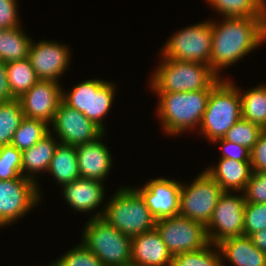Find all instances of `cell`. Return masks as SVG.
<instances>
[{
    "label": "cell",
    "mask_w": 266,
    "mask_h": 266,
    "mask_svg": "<svg viewBox=\"0 0 266 266\" xmlns=\"http://www.w3.org/2000/svg\"><path fill=\"white\" fill-rule=\"evenodd\" d=\"M234 82L222 79L210 93L198 131L213 142L223 138L242 118L240 91Z\"/></svg>",
    "instance_id": "5b68a950"
},
{
    "label": "cell",
    "mask_w": 266,
    "mask_h": 266,
    "mask_svg": "<svg viewBox=\"0 0 266 266\" xmlns=\"http://www.w3.org/2000/svg\"><path fill=\"white\" fill-rule=\"evenodd\" d=\"M23 118L24 113L18 99L0 103V148L11 143Z\"/></svg>",
    "instance_id": "f1b7e54d"
},
{
    "label": "cell",
    "mask_w": 266,
    "mask_h": 266,
    "mask_svg": "<svg viewBox=\"0 0 266 266\" xmlns=\"http://www.w3.org/2000/svg\"><path fill=\"white\" fill-rule=\"evenodd\" d=\"M16 3V0H0V29L21 26Z\"/></svg>",
    "instance_id": "8d00e7d4"
},
{
    "label": "cell",
    "mask_w": 266,
    "mask_h": 266,
    "mask_svg": "<svg viewBox=\"0 0 266 266\" xmlns=\"http://www.w3.org/2000/svg\"><path fill=\"white\" fill-rule=\"evenodd\" d=\"M250 163L253 172L266 171V130L259 135L250 152Z\"/></svg>",
    "instance_id": "74e56055"
},
{
    "label": "cell",
    "mask_w": 266,
    "mask_h": 266,
    "mask_svg": "<svg viewBox=\"0 0 266 266\" xmlns=\"http://www.w3.org/2000/svg\"><path fill=\"white\" fill-rule=\"evenodd\" d=\"M212 38L210 20L187 26L167 40L162 57L210 65Z\"/></svg>",
    "instance_id": "ba28073f"
},
{
    "label": "cell",
    "mask_w": 266,
    "mask_h": 266,
    "mask_svg": "<svg viewBox=\"0 0 266 266\" xmlns=\"http://www.w3.org/2000/svg\"><path fill=\"white\" fill-rule=\"evenodd\" d=\"M223 191L243 192L253 171L250 162L220 158L214 167L205 169Z\"/></svg>",
    "instance_id": "ffe728a7"
},
{
    "label": "cell",
    "mask_w": 266,
    "mask_h": 266,
    "mask_svg": "<svg viewBox=\"0 0 266 266\" xmlns=\"http://www.w3.org/2000/svg\"><path fill=\"white\" fill-rule=\"evenodd\" d=\"M242 118L266 130V85L241 93Z\"/></svg>",
    "instance_id": "d4e9b609"
},
{
    "label": "cell",
    "mask_w": 266,
    "mask_h": 266,
    "mask_svg": "<svg viewBox=\"0 0 266 266\" xmlns=\"http://www.w3.org/2000/svg\"><path fill=\"white\" fill-rule=\"evenodd\" d=\"M263 129L243 118L239 119L223 137L225 140L252 149Z\"/></svg>",
    "instance_id": "4dcf8cb0"
},
{
    "label": "cell",
    "mask_w": 266,
    "mask_h": 266,
    "mask_svg": "<svg viewBox=\"0 0 266 266\" xmlns=\"http://www.w3.org/2000/svg\"><path fill=\"white\" fill-rule=\"evenodd\" d=\"M182 182L174 179L156 178L134 189L144 199L156 220L179 214V196Z\"/></svg>",
    "instance_id": "2e32d148"
},
{
    "label": "cell",
    "mask_w": 266,
    "mask_h": 266,
    "mask_svg": "<svg viewBox=\"0 0 266 266\" xmlns=\"http://www.w3.org/2000/svg\"><path fill=\"white\" fill-rule=\"evenodd\" d=\"M83 229L81 243L93 252L104 266L131 264L130 236L120 232L101 217L90 218Z\"/></svg>",
    "instance_id": "8992f818"
},
{
    "label": "cell",
    "mask_w": 266,
    "mask_h": 266,
    "mask_svg": "<svg viewBox=\"0 0 266 266\" xmlns=\"http://www.w3.org/2000/svg\"><path fill=\"white\" fill-rule=\"evenodd\" d=\"M224 191L217 202L209 223L206 225L208 240L211 244L243 235L245 197Z\"/></svg>",
    "instance_id": "7c38bea8"
},
{
    "label": "cell",
    "mask_w": 266,
    "mask_h": 266,
    "mask_svg": "<svg viewBox=\"0 0 266 266\" xmlns=\"http://www.w3.org/2000/svg\"><path fill=\"white\" fill-rule=\"evenodd\" d=\"M7 78V63L0 60V103L15 100Z\"/></svg>",
    "instance_id": "f35d334b"
},
{
    "label": "cell",
    "mask_w": 266,
    "mask_h": 266,
    "mask_svg": "<svg viewBox=\"0 0 266 266\" xmlns=\"http://www.w3.org/2000/svg\"><path fill=\"white\" fill-rule=\"evenodd\" d=\"M31 42L20 26L0 29V60L7 63L27 59Z\"/></svg>",
    "instance_id": "cb8c5ba5"
},
{
    "label": "cell",
    "mask_w": 266,
    "mask_h": 266,
    "mask_svg": "<svg viewBox=\"0 0 266 266\" xmlns=\"http://www.w3.org/2000/svg\"><path fill=\"white\" fill-rule=\"evenodd\" d=\"M59 82L39 80L18 100L24 117L44 121L49 125L62 101V88Z\"/></svg>",
    "instance_id": "5bb4252c"
},
{
    "label": "cell",
    "mask_w": 266,
    "mask_h": 266,
    "mask_svg": "<svg viewBox=\"0 0 266 266\" xmlns=\"http://www.w3.org/2000/svg\"><path fill=\"white\" fill-rule=\"evenodd\" d=\"M213 246L216 247L214 250ZM221 257L218 245L209 243L197 251L174 255L171 266H224Z\"/></svg>",
    "instance_id": "f546056e"
},
{
    "label": "cell",
    "mask_w": 266,
    "mask_h": 266,
    "mask_svg": "<svg viewBox=\"0 0 266 266\" xmlns=\"http://www.w3.org/2000/svg\"><path fill=\"white\" fill-rule=\"evenodd\" d=\"M264 229H266V203H246L243 235L250 237Z\"/></svg>",
    "instance_id": "836d02e7"
},
{
    "label": "cell",
    "mask_w": 266,
    "mask_h": 266,
    "mask_svg": "<svg viewBox=\"0 0 266 266\" xmlns=\"http://www.w3.org/2000/svg\"><path fill=\"white\" fill-rule=\"evenodd\" d=\"M103 210L91 218L104 219L108 224L131 238L155 229L156 219L144 199L132 187L118 188Z\"/></svg>",
    "instance_id": "277c9868"
},
{
    "label": "cell",
    "mask_w": 266,
    "mask_h": 266,
    "mask_svg": "<svg viewBox=\"0 0 266 266\" xmlns=\"http://www.w3.org/2000/svg\"><path fill=\"white\" fill-rule=\"evenodd\" d=\"M70 54L66 45L43 40L31 42L28 59L39 80L59 82L58 78L69 67Z\"/></svg>",
    "instance_id": "9a60e30c"
},
{
    "label": "cell",
    "mask_w": 266,
    "mask_h": 266,
    "mask_svg": "<svg viewBox=\"0 0 266 266\" xmlns=\"http://www.w3.org/2000/svg\"><path fill=\"white\" fill-rule=\"evenodd\" d=\"M61 186L80 177L76 147L58 144L54 151L48 171Z\"/></svg>",
    "instance_id": "603a6c76"
},
{
    "label": "cell",
    "mask_w": 266,
    "mask_h": 266,
    "mask_svg": "<svg viewBox=\"0 0 266 266\" xmlns=\"http://www.w3.org/2000/svg\"><path fill=\"white\" fill-rule=\"evenodd\" d=\"M223 17H266V0H207Z\"/></svg>",
    "instance_id": "484cf974"
},
{
    "label": "cell",
    "mask_w": 266,
    "mask_h": 266,
    "mask_svg": "<svg viewBox=\"0 0 266 266\" xmlns=\"http://www.w3.org/2000/svg\"><path fill=\"white\" fill-rule=\"evenodd\" d=\"M217 245L222 257L234 266H266V253L259 250L249 236L227 238Z\"/></svg>",
    "instance_id": "44dd1931"
},
{
    "label": "cell",
    "mask_w": 266,
    "mask_h": 266,
    "mask_svg": "<svg viewBox=\"0 0 266 266\" xmlns=\"http://www.w3.org/2000/svg\"><path fill=\"white\" fill-rule=\"evenodd\" d=\"M155 228L172 256L197 251L210 243L204 224L179 214L157 220Z\"/></svg>",
    "instance_id": "30bf717a"
},
{
    "label": "cell",
    "mask_w": 266,
    "mask_h": 266,
    "mask_svg": "<svg viewBox=\"0 0 266 266\" xmlns=\"http://www.w3.org/2000/svg\"><path fill=\"white\" fill-rule=\"evenodd\" d=\"M211 143H219L222 149L220 158H227L242 162H250L251 150L245 146L230 142L224 138L216 139Z\"/></svg>",
    "instance_id": "d590c367"
},
{
    "label": "cell",
    "mask_w": 266,
    "mask_h": 266,
    "mask_svg": "<svg viewBox=\"0 0 266 266\" xmlns=\"http://www.w3.org/2000/svg\"><path fill=\"white\" fill-rule=\"evenodd\" d=\"M115 85L100 79L85 80L75 85L69 92H62V101L71 108L83 113L90 121L99 126L105 133L106 118L115 97Z\"/></svg>",
    "instance_id": "52a82bcc"
},
{
    "label": "cell",
    "mask_w": 266,
    "mask_h": 266,
    "mask_svg": "<svg viewBox=\"0 0 266 266\" xmlns=\"http://www.w3.org/2000/svg\"><path fill=\"white\" fill-rule=\"evenodd\" d=\"M7 78L11 92L16 99L39 81L28 58L7 62Z\"/></svg>",
    "instance_id": "4316f807"
},
{
    "label": "cell",
    "mask_w": 266,
    "mask_h": 266,
    "mask_svg": "<svg viewBox=\"0 0 266 266\" xmlns=\"http://www.w3.org/2000/svg\"><path fill=\"white\" fill-rule=\"evenodd\" d=\"M49 126L44 121L24 117L10 144L20 151L29 149L49 132Z\"/></svg>",
    "instance_id": "83f0119b"
},
{
    "label": "cell",
    "mask_w": 266,
    "mask_h": 266,
    "mask_svg": "<svg viewBox=\"0 0 266 266\" xmlns=\"http://www.w3.org/2000/svg\"><path fill=\"white\" fill-rule=\"evenodd\" d=\"M52 134L51 130H49L40 141L29 149L22 151L21 170L23 177L37 182L35 179L36 174L48 171L54 151L59 144V141Z\"/></svg>",
    "instance_id": "7402d4cb"
},
{
    "label": "cell",
    "mask_w": 266,
    "mask_h": 266,
    "mask_svg": "<svg viewBox=\"0 0 266 266\" xmlns=\"http://www.w3.org/2000/svg\"><path fill=\"white\" fill-rule=\"evenodd\" d=\"M103 182L96 179L79 177L77 180L62 185V195L74 210L90 212L95 210L104 199Z\"/></svg>",
    "instance_id": "d6986e66"
},
{
    "label": "cell",
    "mask_w": 266,
    "mask_h": 266,
    "mask_svg": "<svg viewBox=\"0 0 266 266\" xmlns=\"http://www.w3.org/2000/svg\"><path fill=\"white\" fill-rule=\"evenodd\" d=\"M22 151L8 144L0 148V180H11L22 176Z\"/></svg>",
    "instance_id": "1f68e13d"
},
{
    "label": "cell",
    "mask_w": 266,
    "mask_h": 266,
    "mask_svg": "<svg viewBox=\"0 0 266 266\" xmlns=\"http://www.w3.org/2000/svg\"><path fill=\"white\" fill-rule=\"evenodd\" d=\"M53 263L55 266H104L101 260L82 243Z\"/></svg>",
    "instance_id": "d6a6232c"
},
{
    "label": "cell",
    "mask_w": 266,
    "mask_h": 266,
    "mask_svg": "<svg viewBox=\"0 0 266 266\" xmlns=\"http://www.w3.org/2000/svg\"><path fill=\"white\" fill-rule=\"evenodd\" d=\"M250 238L259 250L266 253V229L252 234Z\"/></svg>",
    "instance_id": "ab89813d"
},
{
    "label": "cell",
    "mask_w": 266,
    "mask_h": 266,
    "mask_svg": "<svg viewBox=\"0 0 266 266\" xmlns=\"http://www.w3.org/2000/svg\"><path fill=\"white\" fill-rule=\"evenodd\" d=\"M51 124L58 136L56 138L61 140L59 143L65 145L77 146L90 143L105 134L83 113L69 107L63 101L60 102Z\"/></svg>",
    "instance_id": "4fadbf2b"
},
{
    "label": "cell",
    "mask_w": 266,
    "mask_h": 266,
    "mask_svg": "<svg viewBox=\"0 0 266 266\" xmlns=\"http://www.w3.org/2000/svg\"><path fill=\"white\" fill-rule=\"evenodd\" d=\"M38 187L37 182L23 176L0 180V228L22 218L39 203Z\"/></svg>",
    "instance_id": "8fae6325"
},
{
    "label": "cell",
    "mask_w": 266,
    "mask_h": 266,
    "mask_svg": "<svg viewBox=\"0 0 266 266\" xmlns=\"http://www.w3.org/2000/svg\"><path fill=\"white\" fill-rule=\"evenodd\" d=\"M211 20L213 33L210 67L219 72L266 41V17H224Z\"/></svg>",
    "instance_id": "6da1fadb"
},
{
    "label": "cell",
    "mask_w": 266,
    "mask_h": 266,
    "mask_svg": "<svg viewBox=\"0 0 266 266\" xmlns=\"http://www.w3.org/2000/svg\"><path fill=\"white\" fill-rule=\"evenodd\" d=\"M162 60L149 82L155 92L212 90L223 78L218 76L210 65L200 62L178 61L165 57Z\"/></svg>",
    "instance_id": "7a4b0ae2"
},
{
    "label": "cell",
    "mask_w": 266,
    "mask_h": 266,
    "mask_svg": "<svg viewBox=\"0 0 266 266\" xmlns=\"http://www.w3.org/2000/svg\"><path fill=\"white\" fill-rule=\"evenodd\" d=\"M223 192L221 186L204 170L190 185L182 183L179 196V215L206 226Z\"/></svg>",
    "instance_id": "9c48e42d"
},
{
    "label": "cell",
    "mask_w": 266,
    "mask_h": 266,
    "mask_svg": "<svg viewBox=\"0 0 266 266\" xmlns=\"http://www.w3.org/2000/svg\"><path fill=\"white\" fill-rule=\"evenodd\" d=\"M104 134L93 142L75 146L81 178L105 180L112 165L111 153L102 143Z\"/></svg>",
    "instance_id": "ac0fdd59"
},
{
    "label": "cell",
    "mask_w": 266,
    "mask_h": 266,
    "mask_svg": "<svg viewBox=\"0 0 266 266\" xmlns=\"http://www.w3.org/2000/svg\"><path fill=\"white\" fill-rule=\"evenodd\" d=\"M243 194L246 203H266V171L253 172Z\"/></svg>",
    "instance_id": "e575fe53"
},
{
    "label": "cell",
    "mask_w": 266,
    "mask_h": 266,
    "mask_svg": "<svg viewBox=\"0 0 266 266\" xmlns=\"http://www.w3.org/2000/svg\"><path fill=\"white\" fill-rule=\"evenodd\" d=\"M126 266H136V265H134V264H132V263H131V264H129V265H126Z\"/></svg>",
    "instance_id": "60d3db41"
},
{
    "label": "cell",
    "mask_w": 266,
    "mask_h": 266,
    "mask_svg": "<svg viewBox=\"0 0 266 266\" xmlns=\"http://www.w3.org/2000/svg\"><path fill=\"white\" fill-rule=\"evenodd\" d=\"M131 249V263L136 266H171L173 256L156 228L132 237Z\"/></svg>",
    "instance_id": "e0dca14e"
},
{
    "label": "cell",
    "mask_w": 266,
    "mask_h": 266,
    "mask_svg": "<svg viewBox=\"0 0 266 266\" xmlns=\"http://www.w3.org/2000/svg\"><path fill=\"white\" fill-rule=\"evenodd\" d=\"M211 90L155 92L159 96L156 114L167 135H180L200 126Z\"/></svg>",
    "instance_id": "3957f363"
}]
</instances>
